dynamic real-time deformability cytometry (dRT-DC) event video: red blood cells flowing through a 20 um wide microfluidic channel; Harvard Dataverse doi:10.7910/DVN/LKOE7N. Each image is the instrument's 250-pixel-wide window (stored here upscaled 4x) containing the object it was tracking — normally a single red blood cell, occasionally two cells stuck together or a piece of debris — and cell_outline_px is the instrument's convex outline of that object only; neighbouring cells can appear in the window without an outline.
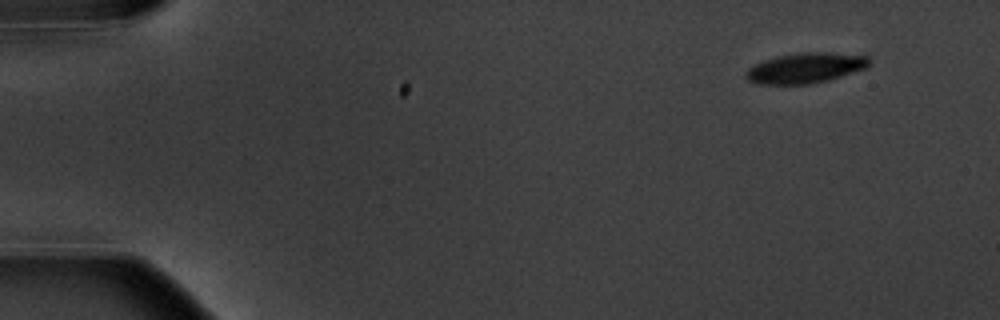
{"species": "common noctule bat (a hibernating species)", "species_latin": "Nyctalus noctula", "temperature_condition": "warm", "stored_images_in_passage": 10, "camera_frame_rate_fps": 3000, "um_per_image_px": 0.085, "animal": {"sex": "male", "body_mass_g": 20.1, "forearm_length_mm": 53.5}, "frame": {"image": 1, "passage_image": 1, "time_ms": 0.0, "image_size_px": [1000, 320], "cell_outline_px": [[868, 68], [828, 80], [808, 84], [756, 84], [748, 80], [744, 76], [748, 68], [764, 60], [776, 56], [800, 52], [832, 52], [868, 56]], "centroid_in_image_um": [68.45, 5.77], "position_along_channel_um": 16.5, "area_um2": 21.85}}
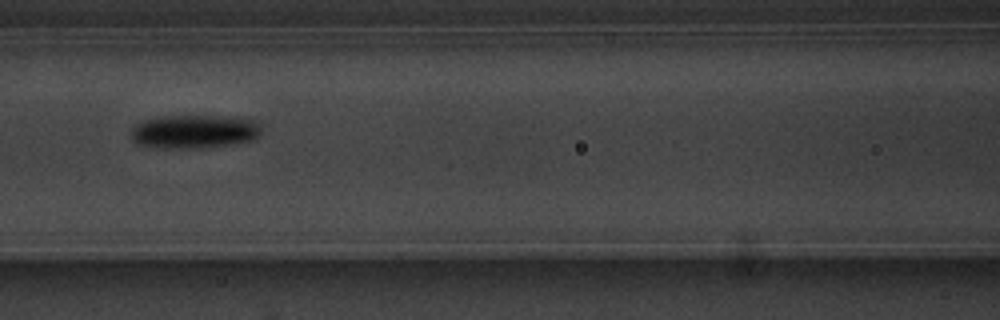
{"frame": {"image": 2, "passage_image": 7, "time_ms": 7.0, "image_size_px": [1000, 320], "cell_outline_px": [[260, 132], [252, 140], [232, 144], [196, 148], [164, 148], [136, 144], [132, 140], [132, 128], [136, 124], [144, 120], [164, 116], [240, 116], [252, 120], [260, 124]], "centroid_in_image_um": [16.52, 11.17], "position_along_channel_um": 150.1, "area_um2": 25.49}}
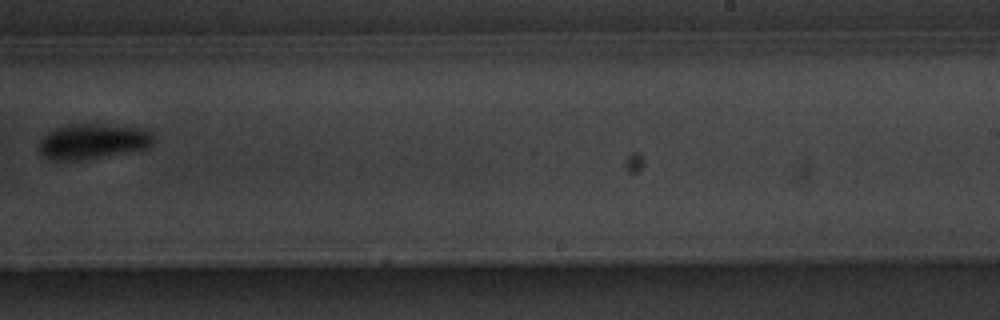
{"frame": {"image": 3, "passage_image": 10, "time_ms": 10.667, "image_size_px": [1000, 320], "cell_outline_px": [[152, 144], [144, 148], [84, 160], [56, 160], [44, 156], [40, 152], [40, 140], [48, 132], [56, 128], [68, 124], [104, 124], [140, 128], [152, 132]], "centroid_in_image_um": [7.86, 12.0], "position_along_channel_um": 281.1, "area_um2": 23.12}}